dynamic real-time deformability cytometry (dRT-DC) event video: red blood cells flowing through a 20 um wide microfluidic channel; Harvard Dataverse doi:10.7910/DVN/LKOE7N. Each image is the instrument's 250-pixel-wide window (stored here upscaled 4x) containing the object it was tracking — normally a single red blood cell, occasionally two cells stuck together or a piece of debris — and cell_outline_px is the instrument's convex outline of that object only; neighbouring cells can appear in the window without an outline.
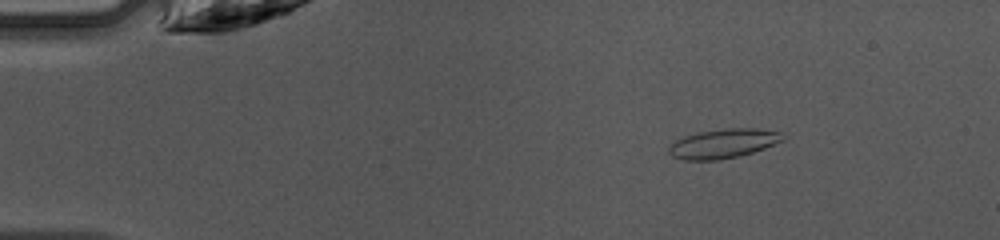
{"species": "common noctule bat (a hibernating species)", "species_latin": "Nyctalus noctula", "temperature_condition": "warm", "stored_images_in_passage": 47, "camera_frame_rate_fps": 3000, "um_per_image_px": 0.085, "animal": {"sex": "female", "body_mass_g": 10.0, "forearm_length_mm": 53.1}, "frame": {"image": 1, "passage_image": 7, "time_ms": 2.0, "image_size_px": [1000, 240], "cell_outline_px": [[784, 140], [764, 148], [740, 156], [720, 160], [684, 160], [672, 156], [668, 152], [668, 148], [676, 140], [684, 136], [700, 132], [728, 128], [756, 128], [780, 132]], "centroid_in_image_um": [61.46, 12.21], "position_along_channel_um": 23.5, "area_um2": 19.31}}
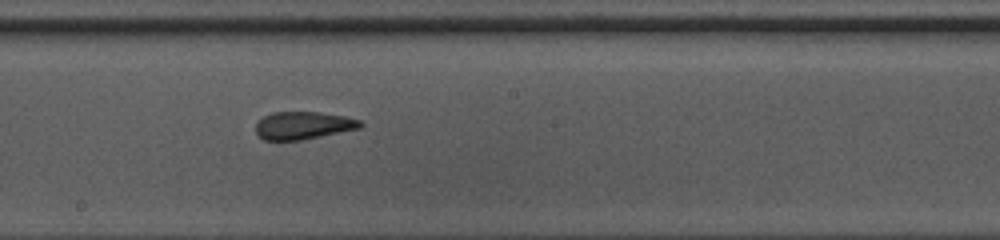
{"frame": {"image": 2, "passage_image": 26, "time_ms": 8.333, "image_size_px": [1000, 240], "cell_outline_px": [[364, 124], [360, 128], [300, 140], [264, 140], [256, 132], [256, 124], [264, 116], [272, 112], [320, 112], [344, 116], [360, 120]], "centroid_in_image_um": [25.78, 10.65], "position_along_channel_um": 222.4, "area_um2": 16.7}}
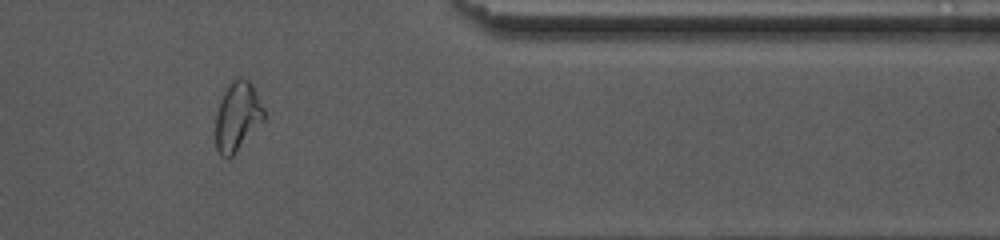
{"frame": {"image": 3, "passage_image": 39, "time_ms": 12.667, "image_size_px": [1000, 240], "cell_outline_px": [[264, 120], [232, 156], [220, 156], [216, 148], [216, 112], [220, 100], [228, 84], [232, 80], [240, 76], [248, 80], [252, 84], [264, 108]], "centroid_in_image_um": [20.17, 9.87], "position_along_channel_um": 391.2, "area_um2": 19.36}, "authors_computed_cell_mechanics": {"area_um2": 18.2648, "velocity_mm_per_s": 4.2533, "shape_relaxation_time_tau1_ms": null, "shape_relaxation_time_tau2_ms": 1.6313, "deformation_change_tau1": null, "deformation_change_tau2": 0.0748}}